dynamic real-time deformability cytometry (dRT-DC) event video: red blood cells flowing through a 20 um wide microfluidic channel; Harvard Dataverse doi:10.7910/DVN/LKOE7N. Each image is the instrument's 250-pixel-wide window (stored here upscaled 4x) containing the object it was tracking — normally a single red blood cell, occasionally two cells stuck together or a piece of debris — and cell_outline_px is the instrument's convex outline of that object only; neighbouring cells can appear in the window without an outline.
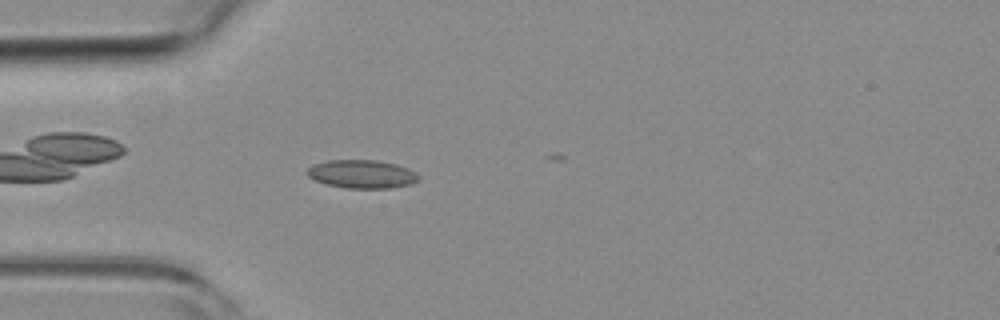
{"species": "common noctule bat (a hibernating species)", "species_latin": "Nyctalus noctula", "temperature_condition": "room temperature", "stored_images_in_passage": 20, "camera_frame_rate_fps": 3000, "um_per_image_px": 0.085, "animal": {"sex": "female", "body_mass_g": 19.3, "forearm_length_mm": 54.1}, "frame": {"image": 1, "passage_image": 4, "time_ms": 1.0, "image_size_px": [1000, 320], "cell_outline_px": [[420, 176], [416, 180], [408, 184], [392, 188], [344, 188], [324, 184], [308, 176], [304, 172], [312, 164], [328, 160], [376, 160], [396, 164], [408, 168], [416, 172]], "centroid_in_image_um": [30.71, 14.79], "position_along_channel_um": 54.3, "area_um2": 18.5}}
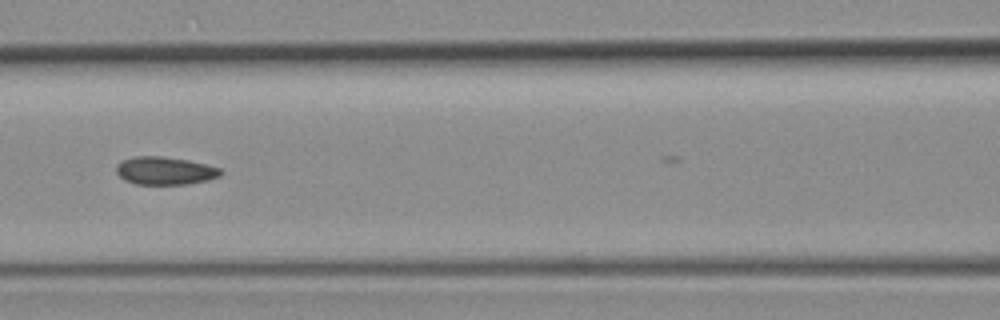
{"frame": {"image": 2, "passage_image": 12, "time_ms": 3.667, "image_size_px": [1000, 320], "cell_outline_px": [[224, 172], [220, 176], [208, 180], [188, 184], [136, 184], [124, 180], [116, 172], [116, 164], [124, 160], [136, 156], [160, 156], [188, 160], [220, 168]], "centroid_in_image_um": [14.03, 14.52], "position_along_channel_um": 152.6, "area_um2": 16.94}}
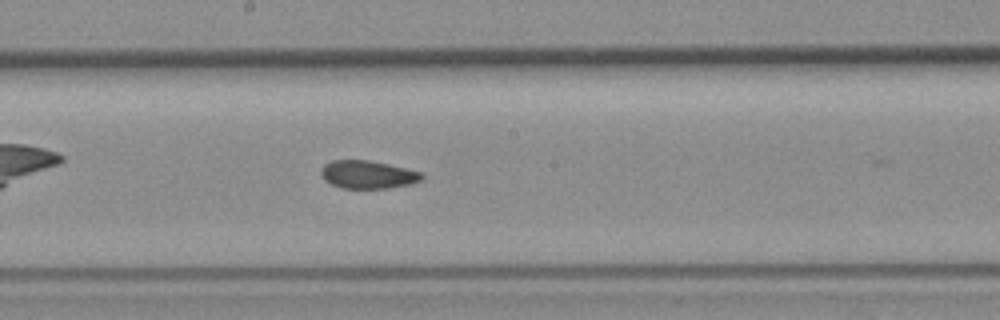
{"frame": {"image": 3, "passage_image": 17, "time_ms": 5.333, "image_size_px": [1000, 320], "cell_outline_px": [[424, 176], [420, 180], [412, 184], [388, 188], [340, 188], [324, 180], [320, 172], [320, 168], [324, 164], [332, 160], [368, 160], [388, 164], [420, 172]], "centroid_in_image_um": [31.22, 14.84], "position_along_channel_um": 217.0, "area_um2": 16.42}}